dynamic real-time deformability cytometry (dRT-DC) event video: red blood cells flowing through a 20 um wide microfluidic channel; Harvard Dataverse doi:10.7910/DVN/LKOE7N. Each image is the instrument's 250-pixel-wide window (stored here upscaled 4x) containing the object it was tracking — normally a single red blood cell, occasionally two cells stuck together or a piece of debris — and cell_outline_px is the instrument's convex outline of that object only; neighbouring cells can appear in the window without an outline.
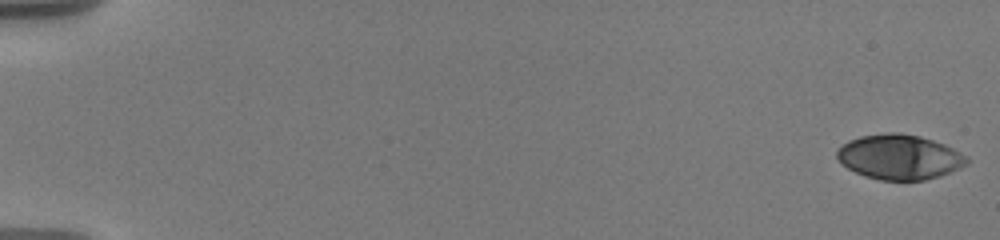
{"species": "human", "species_latin": "Homo sapiens", "temperature_condition": "warm", "stored_images_in_passage": 36, "camera_frame_rate_fps": 3000, "um_per_image_px": 0.085, "donor": {"sex": "male"}, "frame": {"image": 1, "passage_image": 1, "time_ms": 0.0, "image_size_px": [1000, 240], "cell_outline_px": [[968, 160], [964, 164], [948, 172], [924, 180], [880, 180], [864, 176], [840, 164], [836, 156], [836, 152], [848, 140], [860, 136], [888, 132], [900, 132], [920, 136], [944, 144], [952, 148], [964, 156]], "centroid_in_image_um": [76.37, 13.33], "position_along_channel_um": 8.6, "area_um2": 33.52}}
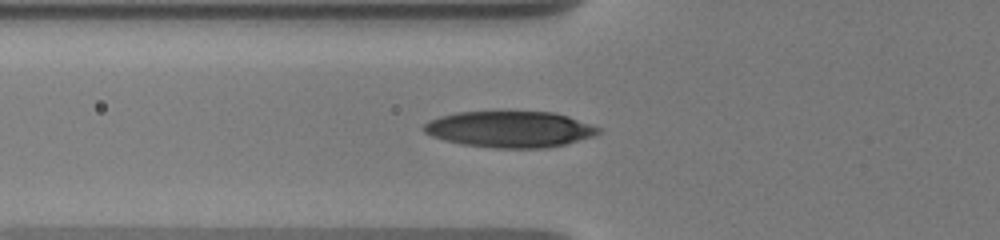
{"frame": {"image": 2, "passage_image": 18, "time_ms": 7.0, "image_size_px": [1000, 240], "cell_outline_px": [[600, 132], [596, 136], [548, 148], [492, 148], [460, 144], [444, 140], [432, 136], [424, 132], [420, 128], [428, 120], [440, 116], [456, 112], [552, 112], [568, 116], [600, 128]], "centroid_in_image_um": [43.3, 10.99], "position_along_channel_um": 82.5, "area_um2": 36.99}}
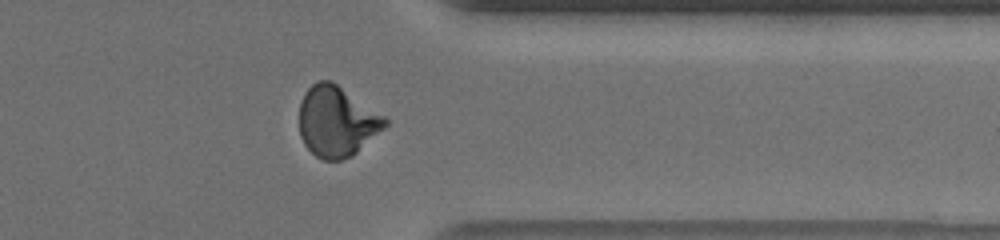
{"frame": {"image": 3, "passage_image": 31, "time_ms": 15.333, "image_size_px": [1000, 240], "cell_outline_px": [[388, 124], [384, 128], [352, 156], [340, 160], [324, 160], [316, 156], [304, 144], [300, 136], [300, 104], [304, 92], [316, 80], [332, 80], [384, 116], [388, 120]], "centroid_in_image_um": [28.61, 10.31], "position_along_channel_um": 382.8, "area_um2": 35.08}, "authors_computed_cell_mechanics": {"area_um2": 34.2176, "velocity_mm_per_s": 3.6449, "shape_relaxation_time_tau1_ms": 5.9588, "shape_relaxation_time_tau2_ms": 2.2423, "deformation_change_tau1": 0.2121, "deformation_change_tau2": 0.0729}}